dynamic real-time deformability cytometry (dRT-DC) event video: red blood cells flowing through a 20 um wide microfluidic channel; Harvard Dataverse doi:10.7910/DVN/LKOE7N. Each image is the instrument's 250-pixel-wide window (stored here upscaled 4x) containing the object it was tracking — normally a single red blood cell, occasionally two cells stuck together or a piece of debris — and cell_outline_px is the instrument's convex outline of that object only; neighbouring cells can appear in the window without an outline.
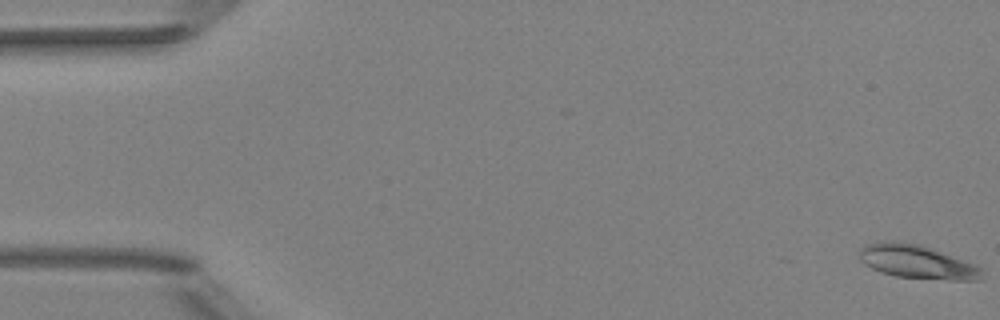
{"species": "Egyptian fruit bat (a non-hibernating species)", "species_latin": "Rousettus aegyptiacus", "temperature_condition": "room temperature", "stored_images_in_passage": 42, "camera_frame_rate_fps": 3000, "um_per_image_px": 0.085, "animal": {"sex": "female"}, "frame": {"image": 1, "passage_image": 1, "time_ms": 0.0, "image_size_px": [1000, 320], "cell_outline_px": [[984, 272], [980, 280], [948, 280], [896, 276], [880, 272], [864, 264], [860, 260], [860, 248], [868, 244], [896, 240], [920, 244], [976, 264]], "centroid_in_image_um": [77.97, 22.26], "position_along_channel_um": 7.0, "area_um2": 23.99}}
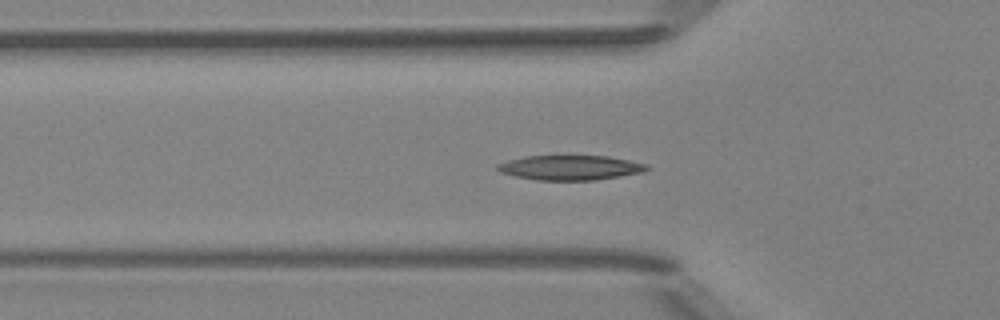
{"frame": {"image": 2, "passage_image": 18, "time_ms": 5.667, "image_size_px": [1000, 320], "cell_outline_px": [[652, 168], [640, 172], [620, 176], [596, 180], [536, 180], [516, 176], [500, 172], [496, 168], [496, 164], [508, 160], [524, 156], [608, 156], [648, 164]], "centroid_in_image_um": [48.46, 14.25], "position_along_channel_um": 77.3, "area_um2": 21.5}}
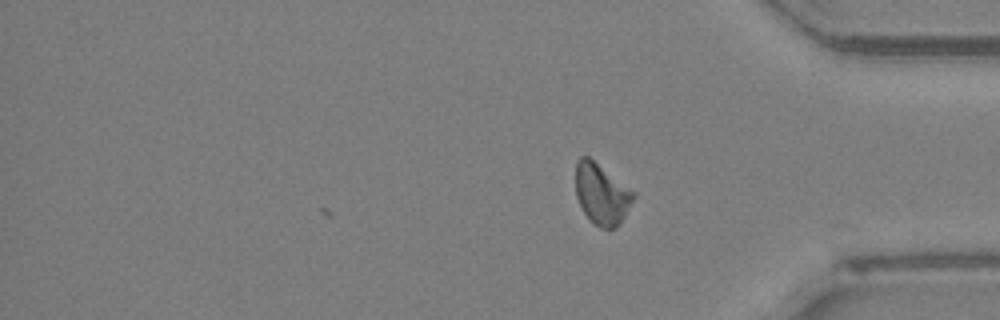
{"frame": {"image": 3, "passage_image": 42, "time_ms": 13.667, "image_size_px": [1000, 320], "cell_outline_px": [[636, 196], [620, 224], [612, 228], [600, 228], [584, 212], [576, 196], [576, 160], [580, 156], [588, 156], [636, 192]], "centroid_in_image_um": [51.16, 16.46], "position_along_channel_um": 384.0, "area_um2": 20.4}, "authors_computed_cell_mechanics": {"area_um2": 20.8658, "velocity_mm_per_s": 3.9932, "shape_relaxation_time_tau1_ms": 6.3319, "shape_relaxation_time_tau2_ms": 3.0321, "deformation_change_tau1": 0.158, "deformation_change_tau2": 0.0824}}